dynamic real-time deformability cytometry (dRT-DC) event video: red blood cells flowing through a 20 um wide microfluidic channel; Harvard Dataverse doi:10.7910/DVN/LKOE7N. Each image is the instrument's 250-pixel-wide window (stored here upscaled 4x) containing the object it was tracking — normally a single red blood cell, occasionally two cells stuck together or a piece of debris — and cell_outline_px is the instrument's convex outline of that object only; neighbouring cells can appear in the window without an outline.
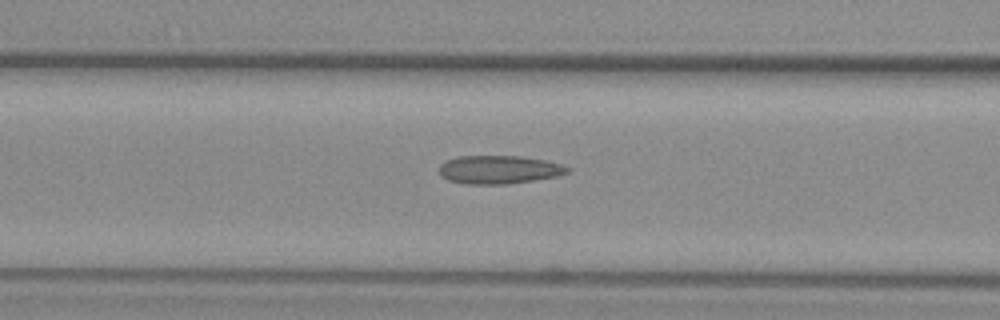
{"species": "common noctule bat (a hibernating species)", "species_latin": "Nyctalus noctula", "temperature_condition": "warm", "stored_images_in_passage": 47, "camera_frame_rate_fps": 3000, "um_per_image_px": 0.085, "animal": {"sex": "female", "body_mass_g": 29.2, "forearm_length_mm": 56.3}, "frame": {"image": 1, "passage_image": 20, "time_ms": 6.333, "image_size_px": [1000, 320], "cell_outline_px": [[572, 168], [568, 172], [556, 176], [508, 184], [464, 184], [448, 180], [440, 176], [440, 164], [444, 160], [456, 156], [520, 156], [544, 160], [560, 164]], "centroid_in_image_um": [42.36, 14.41], "position_along_channel_um": 124.2, "area_um2": 21.21}}
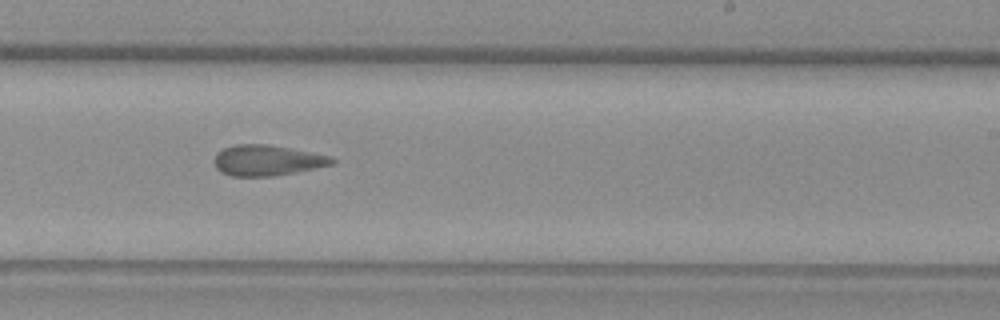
{"frame": {"image": 2, "passage_image": 31, "time_ms": 10.0, "image_size_px": [1000, 320], "cell_outline_px": [[336, 160], [332, 164], [296, 172], [272, 176], [232, 176], [220, 172], [216, 168], [212, 160], [216, 152], [224, 148], [236, 144], [264, 144], [288, 148], [332, 156]], "centroid_in_image_um": [22.65, 13.63], "position_along_channel_um": 266.4, "area_um2": 20.98}}
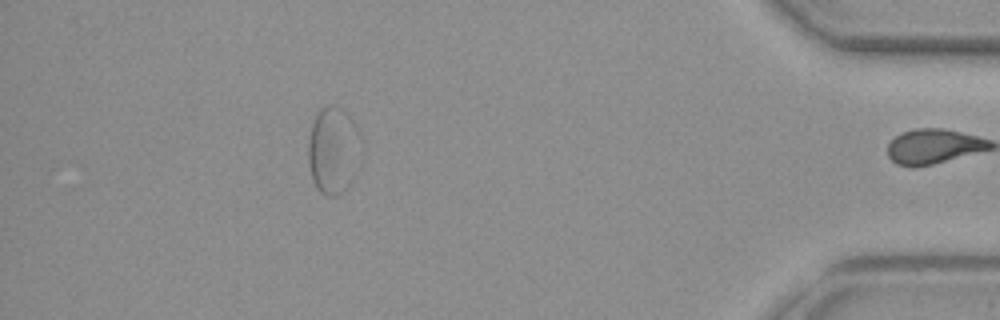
{"frame": {"image": 3, "passage_image": 46, "time_ms": 15.0, "image_size_px": [1000, 320], "cell_outline_px": [[356, 176], [344, 192], [336, 196], [324, 196], [316, 188], [312, 180], [308, 160], [308, 144], [312, 124], [320, 108], [332, 104], [340, 108], [356, 172]], "centroid_in_image_um": [28.08, 13.0], "position_along_channel_um": 407.1, "area_um2": 23.41}, "authors_computed_cell_mechanics": {"area_um2": 21.4438, "velocity_mm_per_s": 3.8827, "shape_relaxation_time_tau1_ms": null, "shape_relaxation_time_tau2_ms": 2.0991, "deformation_change_tau1": null, "deformation_change_tau2": 0.097}}